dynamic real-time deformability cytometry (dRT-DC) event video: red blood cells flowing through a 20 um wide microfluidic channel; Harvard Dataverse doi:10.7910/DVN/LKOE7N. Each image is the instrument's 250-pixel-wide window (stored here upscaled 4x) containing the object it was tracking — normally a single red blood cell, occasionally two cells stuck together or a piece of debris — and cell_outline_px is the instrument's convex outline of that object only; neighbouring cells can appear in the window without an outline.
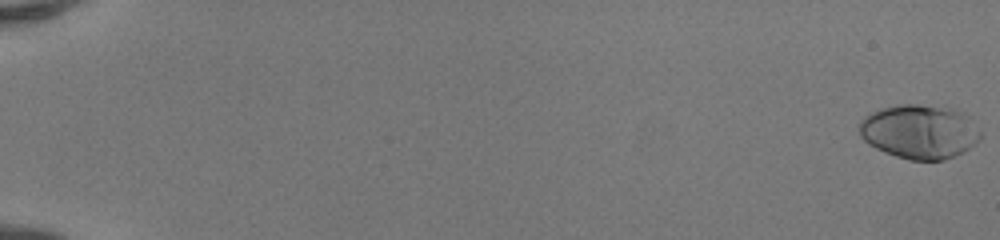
{"species": "human", "species_latin": "Homo sapiens", "temperature_condition": "room temperature", "stored_images_in_passage": 52, "camera_frame_rate_fps": 3000, "um_per_image_px": 0.085, "donor": {"sex": "female"}, "frame": {"image": 1, "passage_image": 1, "time_ms": 0.0, "image_size_px": [1000, 240], "cell_outline_px": [[980, 140], [976, 144], [964, 152], [956, 156], [944, 160], [908, 160], [884, 152], [868, 144], [860, 136], [860, 120], [864, 116], [872, 112], [896, 104], [920, 104], [952, 108], [968, 116], [980, 132]], "centroid_in_image_um": [78.16, 11.2], "position_along_channel_um": 6.8, "area_um2": 38.44}}
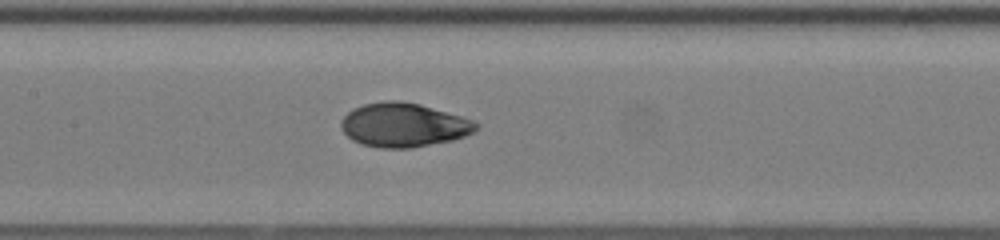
{"frame": {"image": 2, "passage_image": 28, "time_ms": 9.0, "image_size_px": [1000, 240], "cell_outline_px": [[480, 124], [472, 132], [464, 136], [452, 140], [412, 148], [380, 148], [360, 144], [352, 140], [340, 128], [340, 120], [352, 108], [364, 104], [388, 100], [400, 100], [420, 104], [460, 116], [472, 120]], "centroid_in_image_um": [34.26, 10.62], "position_along_channel_um": 173.1, "area_um2": 34.62}}
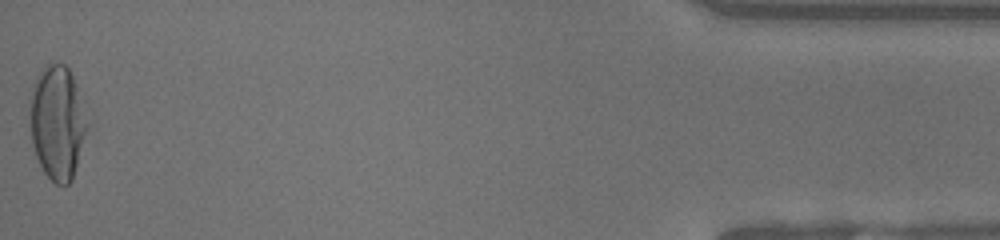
{"frame": {"image": 3, "passage_image": 52, "time_ms": 17.0, "image_size_px": [1000, 240], "cell_outline_px": [[92, 128], [72, 180], [68, 184], [56, 184], [44, 172], [36, 156], [32, 144], [28, 124], [28, 100], [36, 76], [44, 64], [48, 60], [64, 64], [68, 68], [84, 100], [92, 124]], "centroid_in_image_um": [4.92, 10.37], "position_along_channel_um": 430.3, "area_um2": 40.4}, "authors_computed_cell_mechanics": {"area_um2": 34.3332, "velocity_mm_per_s": 4.1945, "shape_relaxation_time_tau1_ms": 4.2023, "shape_relaxation_time_tau2_ms": 0.7951, "deformation_change_tau1": 0.2228, "deformation_change_tau2": 0.0404}}